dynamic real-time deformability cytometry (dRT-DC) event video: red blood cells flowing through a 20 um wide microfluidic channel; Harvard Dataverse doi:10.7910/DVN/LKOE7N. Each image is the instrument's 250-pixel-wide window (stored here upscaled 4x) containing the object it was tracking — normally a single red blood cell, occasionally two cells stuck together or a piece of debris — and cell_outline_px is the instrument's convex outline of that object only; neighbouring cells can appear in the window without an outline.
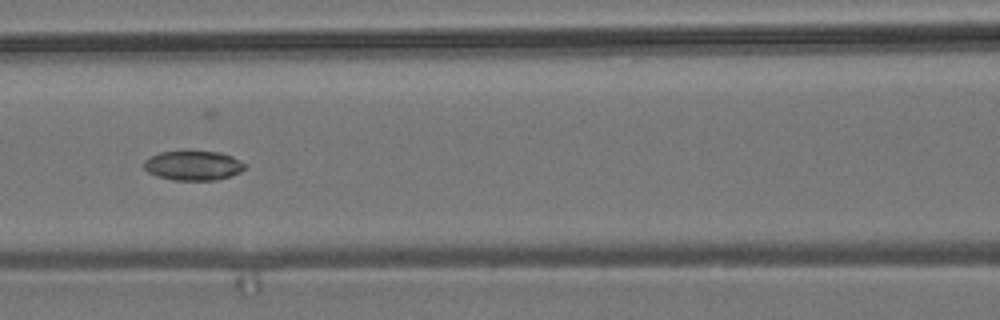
{"species": "common noctule bat (a hibernating species)", "species_latin": "Nyctalus noctula", "temperature_condition": "room temperature", "stored_images_in_passage": 8, "camera_frame_rate_fps": 3000, "um_per_image_px": 0.085, "animal": {"sex": "male", "body_mass_g": 19.2, "forearm_length_mm": 51.8}, "frame": {"image": 1, "passage_image": 6, "time_ms": 5.667, "image_size_px": [1000, 320], "cell_outline_px": [[248, 168], [240, 172], [216, 180], [172, 180], [156, 176], [148, 172], [144, 168], [144, 160], [160, 152], [184, 148], [188, 148], [220, 152], [232, 156], [248, 164]], "centroid_in_image_um": [16.44, 14.02], "position_along_channel_um": 150.2, "area_um2": 18.26}}
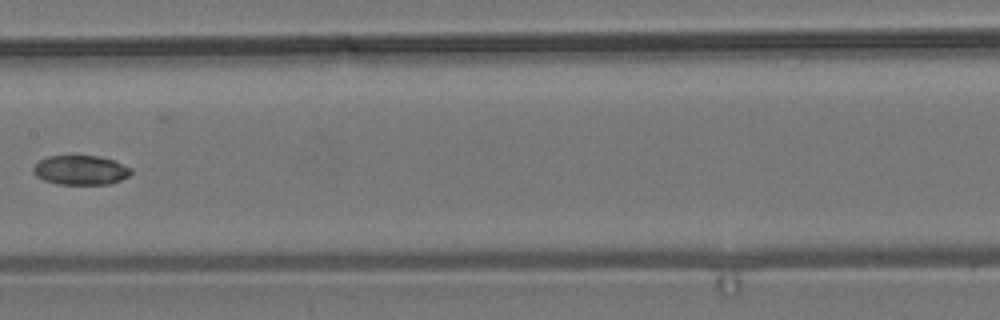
{"frame": {"image": 2, "passage_image": 7, "time_ms": 7.0, "image_size_px": [1000, 320], "cell_outline_px": [[132, 172], [128, 176], [120, 180], [108, 184], [56, 184], [44, 180], [36, 176], [32, 172], [32, 168], [40, 160], [48, 156], [100, 156], [112, 160], [132, 168]], "centroid_in_image_um": [6.83, 14.46], "position_along_channel_um": 200.6, "area_um2": 16.7}}
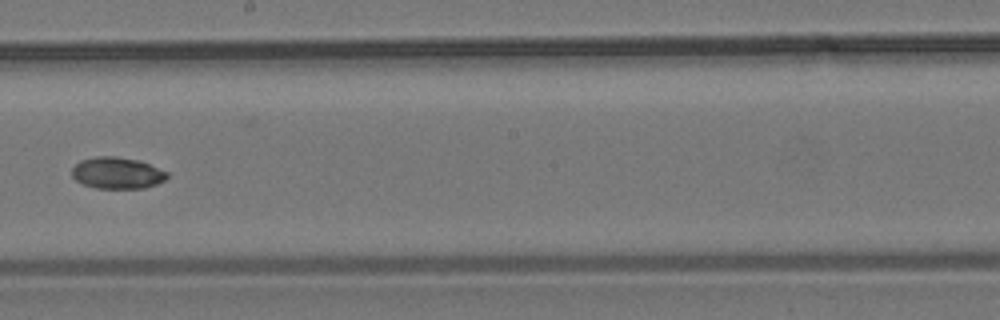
{"frame": {"image": 3, "passage_image": 8, "time_ms": 8.0, "image_size_px": [1000, 320], "cell_outline_px": [[168, 176], [164, 180], [156, 184], [144, 188], [96, 188], [84, 184], [76, 180], [72, 176], [72, 168], [80, 160], [96, 156], [116, 156], [140, 160], [168, 172]], "centroid_in_image_um": [9.96, 14.69], "position_along_channel_um": 238.2, "area_um2": 17.51}}